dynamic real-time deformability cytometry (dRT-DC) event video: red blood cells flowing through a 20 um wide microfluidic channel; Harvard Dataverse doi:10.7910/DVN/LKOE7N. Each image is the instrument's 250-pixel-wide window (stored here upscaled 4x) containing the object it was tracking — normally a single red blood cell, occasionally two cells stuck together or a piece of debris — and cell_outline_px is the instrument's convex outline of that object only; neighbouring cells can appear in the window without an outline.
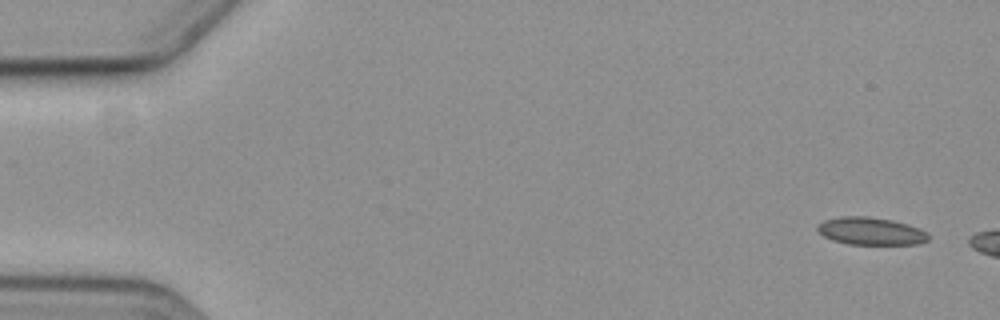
{"species": "common noctule bat (a hibernating species)", "species_latin": "Nyctalus noctula", "temperature_condition": "cold", "stored_images_in_passage": 3, "camera_frame_rate_fps": 3000, "um_per_image_px": 0.085, "animal": {"sex": "female", "body_mass_g": 19.3, "forearm_length_mm": 54.1}, "frame": {"image": 1, "passage_image": 1, "time_ms": 0.0, "image_size_px": [1000, 320], "cell_outline_px": [[928, 240], [920, 244], [848, 244], [832, 240], [824, 236], [816, 228], [816, 224], [824, 220], [840, 216], [868, 216], [892, 220], [908, 224], [920, 228], [928, 236]], "centroid_in_image_um": [73.99, 19.64], "position_along_channel_um": 11.0, "area_um2": 17.86}}